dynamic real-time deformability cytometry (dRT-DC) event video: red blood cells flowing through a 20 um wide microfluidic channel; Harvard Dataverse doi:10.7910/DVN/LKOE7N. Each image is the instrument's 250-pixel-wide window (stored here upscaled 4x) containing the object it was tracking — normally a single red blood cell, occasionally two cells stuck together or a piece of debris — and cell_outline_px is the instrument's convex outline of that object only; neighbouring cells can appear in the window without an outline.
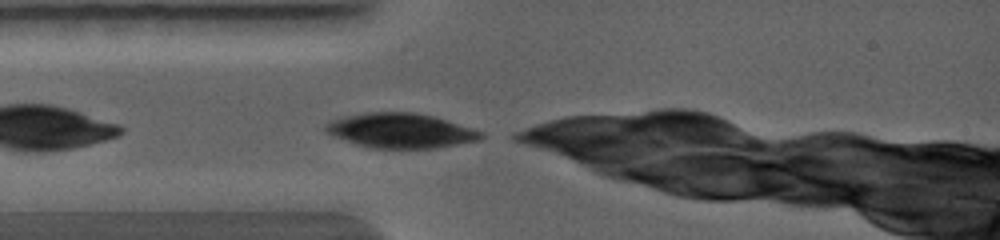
{"species": "common noctule bat (a hibernating species)", "species_latin": "Nyctalus noctula", "temperature_condition": "warm", "stored_images_in_passage": 3, "camera_frame_rate_fps": 5000, "um_per_image_px": 0.085, "animal": {"sex": "female", "body_mass_g": 19.0, "forearm_length_mm": 56.7}, "frame": {"image": 1, "passage_image": 1, "time_ms": 0.0, "image_size_px": [1000, 240], "cell_outline_px": [[480, 136], [472, 140], [436, 148], [372, 148], [348, 140], [328, 132], [328, 124], [336, 120], [348, 116], [368, 112], [412, 112], [432, 116], [444, 120], [476, 132]], "centroid_in_image_um": [33.99, 11.1], "position_along_channel_um": 51.0, "area_um2": 29.42}}